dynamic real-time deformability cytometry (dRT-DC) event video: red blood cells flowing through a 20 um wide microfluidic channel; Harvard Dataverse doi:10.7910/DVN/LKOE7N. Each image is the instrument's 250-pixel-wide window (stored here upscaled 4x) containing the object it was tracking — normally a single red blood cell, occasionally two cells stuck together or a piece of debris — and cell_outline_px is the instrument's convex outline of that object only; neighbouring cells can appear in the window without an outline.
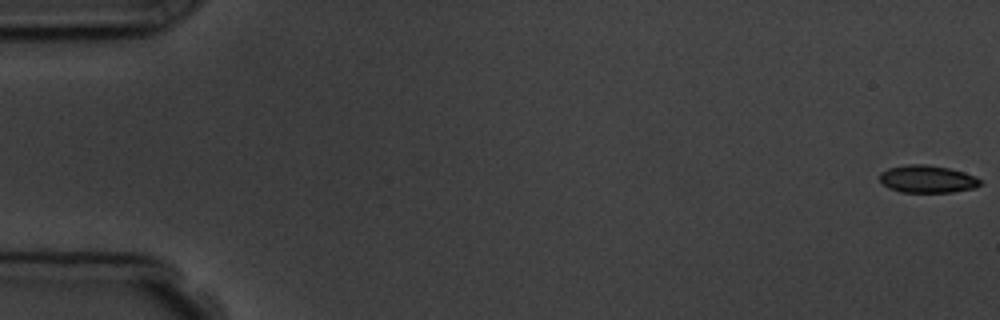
{"species": "common noctule bat (a hibernating species)", "species_latin": "Nyctalus noctula", "temperature_condition": "room temperature", "stored_images_in_passage": 5, "camera_frame_rate_fps": 3000, "um_per_image_px": 0.085, "animal": {"sex": "male", "body_mass_g": 19.5, "forearm_length_mm": 54.6}, "frame": {"image": 1, "passage_image": 1, "time_ms": 0.0, "image_size_px": [1000, 320], "cell_outline_px": [[984, 184], [976, 188], [952, 192], [900, 192], [888, 188], [880, 180], [880, 172], [888, 168], [908, 164], [928, 164], [948, 168], [964, 172], [976, 176]], "centroid_in_image_um": [78.85, 15.22], "position_along_channel_um": 6.1, "area_um2": 16.3}}
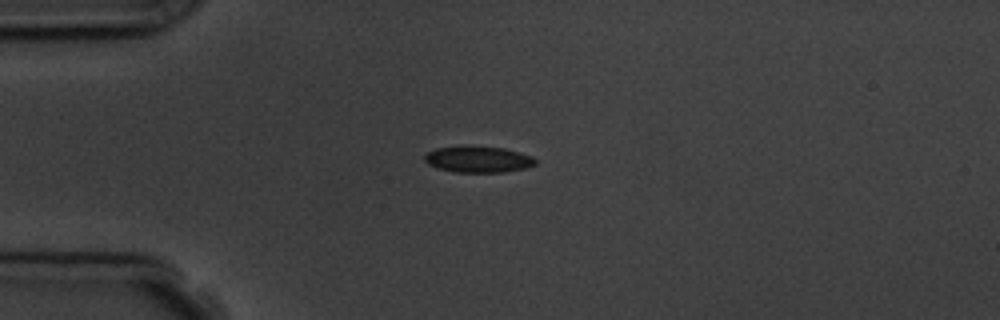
{"frame": {"image": 2, "passage_image": 5, "time_ms": 4.667, "image_size_px": [1000, 320], "cell_outline_px": [[536, 164], [528, 168], [504, 172], [456, 172], [436, 168], [428, 164], [424, 160], [424, 156], [428, 152], [436, 148], [460, 144], [504, 148], [532, 156], [536, 160]], "centroid_in_image_um": [40.62, 13.52], "position_along_channel_um": 44.4, "area_um2": 17.4}}